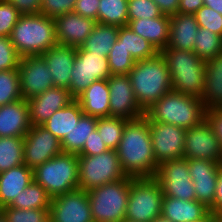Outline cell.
I'll return each instance as SVG.
<instances>
[{
	"label": "cell",
	"instance_id": "6da1fadb",
	"mask_svg": "<svg viewBox=\"0 0 222 222\" xmlns=\"http://www.w3.org/2000/svg\"><path fill=\"white\" fill-rule=\"evenodd\" d=\"M116 151L126 176L155 177L159 164L153 154L149 121L145 116L126 123Z\"/></svg>",
	"mask_w": 222,
	"mask_h": 222
},
{
	"label": "cell",
	"instance_id": "7a4b0ae2",
	"mask_svg": "<svg viewBox=\"0 0 222 222\" xmlns=\"http://www.w3.org/2000/svg\"><path fill=\"white\" fill-rule=\"evenodd\" d=\"M135 99L145 112L162 96L172 91V81L164 57L136 61L128 74Z\"/></svg>",
	"mask_w": 222,
	"mask_h": 222
},
{
	"label": "cell",
	"instance_id": "3957f363",
	"mask_svg": "<svg viewBox=\"0 0 222 222\" xmlns=\"http://www.w3.org/2000/svg\"><path fill=\"white\" fill-rule=\"evenodd\" d=\"M201 98L170 91L145 111L149 122L176 125L188 129L205 119Z\"/></svg>",
	"mask_w": 222,
	"mask_h": 222
},
{
	"label": "cell",
	"instance_id": "277c9868",
	"mask_svg": "<svg viewBox=\"0 0 222 222\" xmlns=\"http://www.w3.org/2000/svg\"><path fill=\"white\" fill-rule=\"evenodd\" d=\"M9 38L21 58L41 55L58 44L54 18L44 14L21 15Z\"/></svg>",
	"mask_w": 222,
	"mask_h": 222
},
{
	"label": "cell",
	"instance_id": "5b68a950",
	"mask_svg": "<svg viewBox=\"0 0 222 222\" xmlns=\"http://www.w3.org/2000/svg\"><path fill=\"white\" fill-rule=\"evenodd\" d=\"M172 81V90L201 98L204 92L206 61L193 51L164 48L160 51Z\"/></svg>",
	"mask_w": 222,
	"mask_h": 222
},
{
	"label": "cell",
	"instance_id": "8992f818",
	"mask_svg": "<svg viewBox=\"0 0 222 222\" xmlns=\"http://www.w3.org/2000/svg\"><path fill=\"white\" fill-rule=\"evenodd\" d=\"M34 181L53 198L79 188L78 155L61 153L33 169Z\"/></svg>",
	"mask_w": 222,
	"mask_h": 222
},
{
	"label": "cell",
	"instance_id": "52a82bcc",
	"mask_svg": "<svg viewBox=\"0 0 222 222\" xmlns=\"http://www.w3.org/2000/svg\"><path fill=\"white\" fill-rule=\"evenodd\" d=\"M130 176L88 191L93 222H122L128 204Z\"/></svg>",
	"mask_w": 222,
	"mask_h": 222
},
{
	"label": "cell",
	"instance_id": "ba28073f",
	"mask_svg": "<svg viewBox=\"0 0 222 222\" xmlns=\"http://www.w3.org/2000/svg\"><path fill=\"white\" fill-rule=\"evenodd\" d=\"M163 190L154 177H130L125 220L151 222L161 214Z\"/></svg>",
	"mask_w": 222,
	"mask_h": 222
},
{
	"label": "cell",
	"instance_id": "9c48e42d",
	"mask_svg": "<svg viewBox=\"0 0 222 222\" xmlns=\"http://www.w3.org/2000/svg\"><path fill=\"white\" fill-rule=\"evenodd\" d=\"M79 189L90 191L106 183L122 180V171L116 150L109 149L98 155H78Z\"/></svg>",
	"mask_w": 222,
	"mask_h": 222
},
{
	"label": "cell",
	"instance_id": "30bf717a",
	"mask_svg": "<svg viewBox=\"0 0 222 222\" xmlns=\"http://www.w3.org/2000/svg\"><path fill=\"white\" fill-rule=\"evenodd\" d=\"M70 95L76 99L93 82L108 79L111 76L108 57L91 54L81 47L76 48V57L71 71Z\"/></svg>",
	"mask_w": 222,
	"mask_h": 222
},
{
	"label": "cell",
	"instance_id": "8fae6325",
	"mask_svg": "<svg viewBox=\"0 0 222 222\" xmlns=\"http://www.w3.org/2000/svg\"><path fill=\"white\" fill-rule=\"evenodd\" d=\"M154 178L162 187L164 196L181 200H196L186 158L160 163Z\"/></svg>",
	"mask_w": 222,
	"mask_h": 222
},
{
	"label": "cell",
	"instance_id": "7c38bea8",
	"mask_svg": "<svg viewBox=\"0 0 222 222\" xmlns=\"http://www.w3.org/2000/svg\"><path fill=\"white\" fill-rule=\"evenodd\" d=\"M183 157L222 163V146L206 118L185 130Z\"/></svg>",
	"mask_w": 222,
	"mask_h": 222
},
{
	"label": "cell",
	"instance_id": "4fadbf2b",
	"mask_svg": "<svg viewBox=\"0 0 222 222\" xmlns=\"http://www.w3.org/2000/svg\"><path fill=\"white\" fill-rule=\"evenodd\" d=\"M51 222H93L87 191L76 189L51 198Z\"/></svg>",
	"mask_w": 222,
	"mask_h": 222
},
{
	"label": "cell",
	"instance_id": "5bb4252c",
	"mask_svg": "<svg viewBox=\"0 0 222 222\" xmlns=\"http://www.w3.org/2000/svg\"><path fill=\"white\" fill-rule=\"evenodd\" d=\"M49 70L41 55L20 59L18 74L22 99L28 100L54 87Z\"/></svg>",
	"mask_w": 222,
	"mask_h": 222
},
{
	"label": "cell",
	"instance_id": "9a60e30c",
	"mask_svg": "<svg viewBox=\"0 0 222 222\" xmlns=\"http://www.w3.org/2000/svg\"><path fill=\"white\" fill-rule=\"evenodd\" d=\"M61 153V141L42 125L32 126L24 137L23 160L32 169Z\"/></svg>",
	"mask_w": 222,
	"mask_h": 222
},
{
	"label": "cell",
	"instance_id": "2e32d148",
	"mask_svg": "<svg viewBox=\"0 0 222 222\" xmlns=\"http://www.w3.org/2000/svg\"><path fill=\"white\" fill-rule=\"evenodd\" d=\"M153 154L158 164L183 158L185 129L172 124L149 122Z\"/></svg>",
	"mask_w": 222,
	"mask_h": 222
},
{
	"label": "cell",
	"instance_id": "e0dca14e",
	"mask_svg": "<svg viewBox=\"0 0 222 222\" xmlns=\"http://www.w3.org/2000/svg\"><path fill=\"white\" fill-rule=\"evenodd\" d=\"M110 116L136 120L145 116L137 103L128 75H111L108 79Z\"/></svg>",
	"mask_w": 222,
	"mask_h": 222
},
{
	"label": "cell",
	"instance_id": "ac0fdd59",
	"mask_svg": "<svg viewBox=\"0 0 222 222\" xmlns=\"http://www.w3.org/2000/svg\"><path fill=\"white\" fill-rule=\"evenodd\" d=\"M196 200L209 209L214 205L219 167L222 163L203 159H187Z\"/></svg>",
	"mask_w": 222,
	"mask_h": 222
},
{
	"label": "cell",
	"instance_id": "d6986e66",
	"mask_svg": "<svg viewBox=\"0 0 222 222\" xmlns=\"http://www.w3.org/2000/svg\"><path fill=\"white\" fill-rule=\"evenodd\" d=\"M54 21L57 43L76 48L81 47L97 23L74 12L56 16Z\"/></svg>",
	"mask_w": 222,
	"mask_h": 222
},
{
	"label": "cell",
	"instance_id": "ffe728a7",
	"mask_svg": "<svg viewBox=\"0 0 222 222\" xmlns=\"http://www.w3.org/2000/svg\"><path fill=\"white\" fill-rule=\"evenodd\" d=\"M73 100L68 89L56 86L28 99L30 123L32 126L42 125L56 111L64 108Z\"/></svg>",
	"mask_w": 222,
	"mask_h": 222
},
{
	"label": "cell",
	"instance_id": "44dd1931",
	"mask_svg": "<svg viewBox=\"0 0 222 222\" xmlns=\"http://www.w3.org/2000/svg\"><path fill=\"white\" fill-rule=\"evenodd\" d=\"M49 66L53 84L69 90L71 71L76 57V47L57 44L41 54Z\"/></svg>",
	"mask_w": 222,
	"mask_h": 222
},
{
	"label": "cell",
	"instance_id": "7402d4cb",
	"mask_svg": "<svg viewBox=\"0 0 222 222\" xmlns=\"http://www.w3.org/2000/svg\"><path fill=\"white\" fill-rule=\"evenodd\" d=\"M31 127L27 100L0 106V137H25Z\"/></svg>",
	"mask_w": 222,
	"mask_h": 222
},
{
	"label": "cell",
	"instance_id": "603a6c76",
	"mask_svg": "<svg viewBox=\"0 0 222 222\" xmlns=\"http://www.w3.org/2000/svg\"><path fill=\"white\" fill-rule=\"evenodd\" d=\"M199 25L194 14L177 13L170 16L169 41L166 48L193 51Z\"/></svg>",
	"mask_w": 222,
	"mask_h": 222
},
{
	"label": "cell",
	"instance_id": "cb8c5ba5",
	"mask_svg": "<svg viewBox=\"0 0 222 222\" xmlns=\"http://www.w3.org/2000/svg\"><path fill=\"white\" fill-rule=\"evenodd\" d=\"M210 209L197 200H181L164 196L161 215L172 222L201 221L210 214Z\"/></svg>",
	"mask_w": 222,
	"mask_h": 222
},
{
	"label": "cell",
	"instance_id": "d4e9b609",
	"mask_svg": "<svg viewBox=\"0 0 222 222\" xmlns=\"http://www.w3.org/2000/svg\"><path fill=\"white\" fill-rule=\"evenodd\" d=\"M33 180V169L26 164L0 173V209L10 205Z\"/></svg>",
	"mask_w": 222,
	"mask_h": 222
},
{
	"label": "cell",
	"instance_id": "484cf974",
	"mask_svg": "<svg viewBox=\"0 0 222 222\" xmlns=\"http://www.w3.org/2000/svg\"><path fill=\"white\" fill-rule=\"evenodd\" d=\"M109 86L106 79L93 82L76 100L85 115L101 118L110 116Z\"/></svg>",
	"mask_w": 222,
	"mask_h": 222
},
{
	"label": "cell",
	"instance_id": "4316f807",
	"mask_svg": "<svg viewBox=\"0 0 222 222\" xmlns=\"http://www.w3.org/2000/svg\"><path fill=\"white\" fill-rule=\"evenodd\" d=\"M128 26L134 33L154 45L159 52L166 48L169 41V16L162 15L151 19L128 20Z\"/></svg>",
	"mask_w": 222,
	"mask_h": 222
},
{
	"label": "cell",
	"instance_id": "83f0119b",
	"mask_svg": "<svg viewBox=\"0 0 222 222\" xmlns=\"http://www.w3.org/2000/svg\"><path fill=\"white\" fill-rule=\"evenodd\" d=\"M201 102L205 110L218 108L222 103V52L206 61Z\"/></svg>",
	"mask_w": 222,
	"mask_h": 222
},
{
	"label": "cell",
	"instance_id": "f1b7e54d",
	"mask_svg": "<svg viewBox=\"0 0 222 222\" xmlns=\"http://www.w3.org/2000/svg\"><path fill=\"white\" fill-rule=\"evenodd\" d=\"M83 114L79 102L74 99L67 106L56 111L42 126L62 141Z\"/></svg>",
	"mask_w": 222,
	"mask_h": 222
},
{
	"label": "cell",
	"instance_id": "f546056e",
	"mask_svg": "<svg viewBox=\"0 0 222 222\" xmlns=\"http://www.w3.org/2000/svg\"><path fill=\"white\" fill-rule=\"evenodd\" d=\"M118 33V26L96 23L81 48L91 54H101L108 57L111 48L117 41Z\"/></svg>",
	"mask_w": 222,
	"mask_h": 222
},
{
	"label": "cell",
	"instance_id": "4dcf8cb0",
	"mask_svg": "<svg viewBox=\"0 0 222 222\" xmlns=\"http://www.w3.org/2000/svg\"><path fill=\"white\" fill-rule=\"evenodd\" d=\"M97 117L83 114L74 128L61 141L62 152L78 155L91 132L97 128Z\"/></svg>",
	"mask_w": 222,
	"mask_h": 222
},
{
	"label": "cell",
	"instance_id": "1f68e13d",
	"mask_svg": "<svg viewBox=\"0 0 222 222\" xmlns=\"http://www.w3.org/2000/svg\"><path fill=\"white\" fill-rule=\"evenodd\" d=\"M118 39L135 61L152 58L159 53L154 45L134 33L128 25L119 27Z\"/></svg>",
	"mask_w": 222,
	"mask_h": 222
},
{
	"label": "cell",
	"instance_id": "d6a6232c",
	"mask_svg": "<svg viewBox=\"0 0 222 222\" xmlns=\"http://www.w3.org/2000/svg\"><path fill=\"white\" fill-rule=\"evenodd\" d=\"M50 204L51 197L40 184L33 180L19 196H15L9 206L19 209H49Z\"/></svg>",
	"mask_w": 222,
	"mask_h": 222
},
{
	"label": "cell",
	"instance_id": "836d02e7",
	"mask_svg": "<svg viewBox=\"0 0 222 222\" xmlns=\"http://www.w3.org/2000/svg\"><path fill=\"white\" fill-rule=\"evenodd\" d=\"M98 23L118 27L127 26L128 0H100Z\"/></svg>",
	"mask_w": 222,
	"mask_h": 222
},
{
	"label": "cell",
	"instance_id": "e575fe53",
	"mask_svg": "<svg viewBox=\"0 0 222 222\" xmlns=\"http://www.w3.org/2000/svg\"><path fill=\"white\" fill-rule=\"evenodd\" d=\"M24 137H0V173L24 164Z\"/></svg>",
	"mask_w": 222,
	"mask_h": 222
},
{
	"label": "cell",
	"instance_id": "d590c367",
	"mask_svg": "<svg viewBox=\"0 0 222 222\" xmlns=\"http://www.w3.org/2000/svg\"><path fill=\"white\" fill-rule=\"evenodd\" d=\"M193 52L204 61L214 58L222 52V36L199 27Z\"/></svg>",
	"mask_w": 222,
	"mask_h": 222
},
{
	"label": "cell",
	"instance_id": "8d00e7d4",
	"mask_svg": "<svg viewBox=\"0 0 222 222\" xmlns=\"http://www.w3.org/2000/svg\"><path fill=\"white\" fill-rule=\"evenodd\" d=\"M128 121L127 119L114 116L98 118L96 129L104 144L109 149H117L123 129Z\"/></svg>",
	"mask_w": 222,
	"mask_h": 222
},
{
	"label": "cell",
	"instance_id": "74e56055",
	"mask_svg": "<svg viewBox=\"0 0 222 222\" xmlns=\"http://www.w3.org/2000/svg\"><path fill=\"white\" fill-rule=\"evenodd\" d=\"M22 99L18 69L0 71V106Z\"/></svg>",
	"mask_w": 222,
	"mask_h": 222
},
{
	"label": "cell",
	"instance_id": "f35d334b",
	"mask_svg": "<svg viewBox=\"0 0 222 222\" xmlns=\"http://www.w3.org/2000/svg\"><path fill=\"white\" fill-rule=\"evenodd\" d=\"M135 60L131 54L124 49L121 41H117L113 45L108 55V63L111 75H128L135 64Z\"/></svg>",
	"mask_w": 222,
	"mask_h": 222
},
{
	"label": "cell",
	"instance_id": "ab89813d",
	"mask_svg": "<svg viewBox=\"0 0 222 222\" xmlns=\"http://www.w3.org/2000/svg\"><path fill=\"white\" fill-rule=\"evenodd\" d=\"M0 215L6 222H46L49 209H19L8 205L0 209Z\"/></svg>",
	"mask_w": 222,
	"mask_h": 222
},
{
	"label": "cell",
	"instance_id": "60d3db41",
	"mask_svg": "<svg viewBox=\"0 0 222 222\" xmlns=\"http://www.w3.org/2000/svg\"><path fill=\"white\" fill-rule=\"evenodd\" d=\"M162 15L153 0H128V20L151 19Z\"/></svg>",
	"mask_w": 222,
	"mask_h": 222
},
{
	"label": "cell",
	"instance_id": "b9f144b4",
	"mask_svg": "<svg viewBox=\"0 0 222 222\" xmlns=\"http://www.w3.org/2000/svg\"><path fill=\"white\" fill-rule=\"evenodd\" d=\"M194 15L199 27L209 29L222 36V15L220 13L203 5Z\"/></svg>",
	"mask_w": 222,
	"mask_h": 222
},
{
	"label": "cell",
	"instance_id": "7bdbcfd3",
	"mask_svg": "<svg viewBox=\"0 0 222 222\" xmlns=\"http://www.w3.org/2000/svg\"><path fill=\"white\" fill-rule=\"evenodd\" d=\"M22 14L6 0H0V37H9Z\"/></svg>",
	"mask_w": 222,
	"mask_h": 222
},
{
	"label": "cell",
	"instance_id": "ee69618b",
	"mask_svg": "<svg viewBox=\"0 0 222 222\" xmlns=\"http://www.w3.org/2000/svg\"><path fill=\"white\" fill-rule=\"evenodd\" d=\"M21 57L9 37H0V71L18 69Z\"/></svg>",
	"mask_w": 222,
	"mask_h": 222
},
{
	"label": "cell",
	"instance_id": "f6af8a7d",
	"mask_svg": "<svg viewBox=\"0 0 222 222\" xmlns=\"http://www.w3.org/2000/svg\"><path fill=\"white\" fill-rule=\"evenodd\" d=\"M76 0H42L40 14L55 18L73 12Z\"/></svg>",
	"mask_w": 222,
	"mask_h": 222
},
{
	"label": "cell",
	"instance_id": "bcb514c9",
	"mask_svg": "<svg viewBox=\"0 0 222 222\" xmlns=\"http://www.w3.org/2000/svg\"><path fill=\"white\" fill-rule=\"evenodd\" d=\"M107 150H109V148L104 144L96 129L95 131H92L91 136L86 139L85 145L78 155H98Z\"/></svg>",
	"mask_w": 222,
	"mask_h": 222
},
{
	"label": "cell",
	"instance_id": "7dc6e473",
	"mask_svg": "<svg viewBox=\"0 0 222 222\" xmlns=\"http://www.w3.org/2000/svg\"><path fill=\"white\" fill-rule=\"evenodd\" d=\"M100 0H76L73 12L83 17L94 19L98 23V8Z\"/></svg>",
	"mask_w": 222,
	"mask_h": 222
},
{
	"label": "cell",
	"instance_id": "c3c4849f",
	"mask_svg": "<svg viewBox=\"0 0 222 222\" xmlns=\"http://www.w3.org/2000/svg\"><path fill=\"white\" fill-rule=\"evenodd\" d=\"M9 1L22 15L40 14L42 0H6Z\"/></svg>",
	"mask_w": 222,
	"mask_h": 222
},
{
	"label": "cell",
	"instance_id": "681fc988",
	"mask_svg": "<svg viewBox=\"0 0 222 222\" xmlns=\"http://www.w3.org/2000/svg\"><path fill=\"white\" fill-rule=\"evenodd\" d=\"M205 118L212 126V130L222 146V111H220L218 108L206 110Z\"/></svg>",
	"mask_w": 222,
	"mask_h": 222
},
{
	"label": "cell",
	"instance_id": "f907efd6",
	"mask_svg": "<svg viewBox=\"0 0 222 222\" xmlns=\"http://www.w3.org/2000/svg\"><path fill=\"white\" fill-rule=\"evenodd\" d=\"M210 212L217 216L222 213V164L219 167L214 205L210 208Z\"/></svg>",
	"mask_w": 222,
	"mask_h": 222
},
{
	"label": "cell",
	"instance_id": "816d5d0a",
	"mask_svg": "<svg viewBox=\"0 0 222 222\" xmlns=\"http://www.w3.org/2000/svg\"><path fill=\"white\" fill-rule=\"evenodd\" d=\"M159 7L161 13L167 16H173L178 13L180 0H153Z\"/></svg>",
	"mask_w": 222,
	"mask_h": 222
},
{
	"label": "cell",
	"instance_id": "f5cc1de1",
	"mask_svg": "<svg viewBox=\"0 0 222 222\" xmlns=\"http://www.w3.org/2000/svg\"><path fill=\"white\" fill-rule=\"evenodd\" d=\"M203 5V0H180L178 13L194 14Z\"/></svg>",
	"mask_w": 222,
	"mask_h": 222
},
{
	"label": "cell",
	"instance_id": "db71d44e",
	"mask_svg": "<svg viewBox=\"0 0 222 222\" xmlns=\"http://www.w3.org/2000/svg\"><path fill=\"white\" fill-rule=\"evenodd\" d=\"M203 3L222 15V0H203Z\"/></svg>",
	"mask_w": 222,
	"mask_h": 222
},
{
	"label": "cell",
	"instance_id": "11a10c76",
	"mask_svg": "<svg viewBox=\"0 0 222 222\" xmlns=\"http://www.w3.org/2000/svg\"><path fill=\"white\" fill-rule=\"evenodd\" d=\"M191 222H220L219 221V217L214 214V213H210L206 218H204L201 221H191Z\"/></svg>",
	"mask_w": 222,
	"mask_h": 222
},
{
	"label": "cell",
	"instance_id": "9f6ffc18",
	"mask_svg": "<svg viewBox=\"0 0 222 222\" xmlns=\"http://www.w3.org/2000/svg\"><path fill=\"white\" fill-rule=\"evenodd\" d=\"M151 222H172V221L160 214Z\"/></svg>",
	"mask_w": 222,
	"mask_h": 222
},
{
	"label": "cell",
	"instance_id": "6f0895ef",
	"mask_svg": "<svg viewBox=\"0 0 222 222\" xmlns=\"http://www.w3.org/2000/svg\"><path fill=\"white\" fill-rule=\"evenodd\" d=\"M219 221L222 222V213L218 215Z\"/></svg>",
	"mask_w": 222,
	"mask_h": 222
},
{
	"label": "cell",
	"instance_id": "680465c9",
	"mask_svg": "<svg viewBox=\"0 0 222 222\" xmlns=\"http://www.w3.org/2000/svg\"><path fill=\"white\" fill-rule=\"evenodd\" d=\"M0 222H6L1 215H0Z\"/></svg>",
	"mask_w": 222,
	"mask_h": 222
},
{
	"label": "cell",
	"instance_id": "91938a15",
	"mask_svg": "<svg viewBox=\"0 0 222 222\" xmlns=\"http://www.w3.org/2000/svg\"><path fill=\"white\" fill-rule=\"evenodd\" d=\"M218 109L222 111V103L219 105Z\"/></svg>",
	"mask_w": 222,
	"mask_h": 222
}]
</instances>
